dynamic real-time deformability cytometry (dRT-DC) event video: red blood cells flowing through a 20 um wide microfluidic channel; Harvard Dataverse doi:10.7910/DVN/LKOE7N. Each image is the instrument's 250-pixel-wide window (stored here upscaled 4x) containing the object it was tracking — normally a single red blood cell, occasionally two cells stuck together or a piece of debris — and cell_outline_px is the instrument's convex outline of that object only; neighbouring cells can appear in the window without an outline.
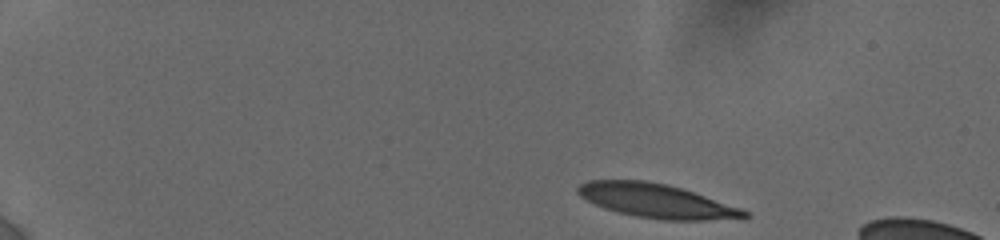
{"species": "human", "species_latin": "Homo sapiens", "temperature_condition": "cold", "stored_images_in_passage": 17, "camera_frame_rate_fps": 3000, "um_per_image_px": 0.085, "donor": {"sex": "female"}, "frame": {"image": 1, "passage_image": 1, "time_ms": 0.0, "image_size_px": [1000, 240], "cell_outline_px": [[748, 216], [704, 220], [664, 220], [636, 216], [604, 208], [580, 196], [576, 192], [576, 188], [580, 184], [588, 180], [644, 180], [668, 184], [740, 208], [748, 212]], "centroid_in_image_um": [55.71, 17.05], "position_along_channel_um": 29.3, "area_um2": 32.25}}
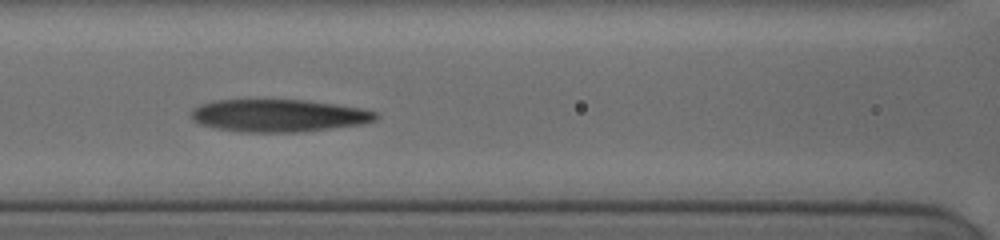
{"frame": {"image": 2, "passage_image": 13, "time_ms": 6.0, "image_size_px": [1000, 240], "cell_outline_px": [[380, 116], [376, 120], [364, 124], [300, 132], [240, 132], [216, 128], [200, 124], [192, 120], [192, 108], [200, 104], [212, 100], [304, 100], [364, 108], [380, 112]], "centroid_in_image_um": [23.73, 9.82], "position_along_channel_um": 142.9, "area_um2": 35.32}}
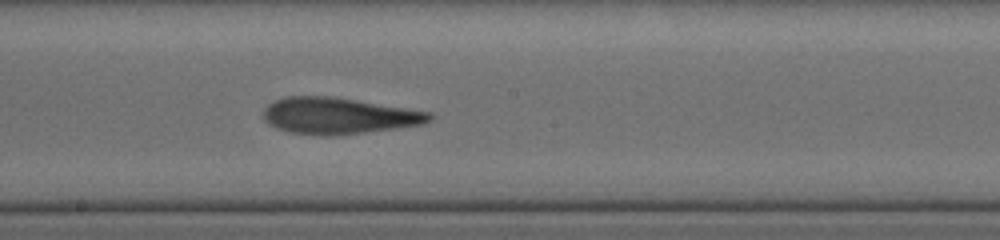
{"frame": {"image": 3, "passage_image": 17, "time_ms": 8.0, "image_size_px": [1000, 240], "cell_outline_px": [[432, 120], [420, 124], [396, 128], [332, 136], [324, 136], [292, 132], [276, 128], [268, 124], [264, 120], [264, 108], [268, 104], [276, 100], [288, 96], [328, 96], [432, 112]], "centroid_in_image_um": [28.75, 9.84], "position_along_channel_um": 219.5, "area_um2": 34.8}}